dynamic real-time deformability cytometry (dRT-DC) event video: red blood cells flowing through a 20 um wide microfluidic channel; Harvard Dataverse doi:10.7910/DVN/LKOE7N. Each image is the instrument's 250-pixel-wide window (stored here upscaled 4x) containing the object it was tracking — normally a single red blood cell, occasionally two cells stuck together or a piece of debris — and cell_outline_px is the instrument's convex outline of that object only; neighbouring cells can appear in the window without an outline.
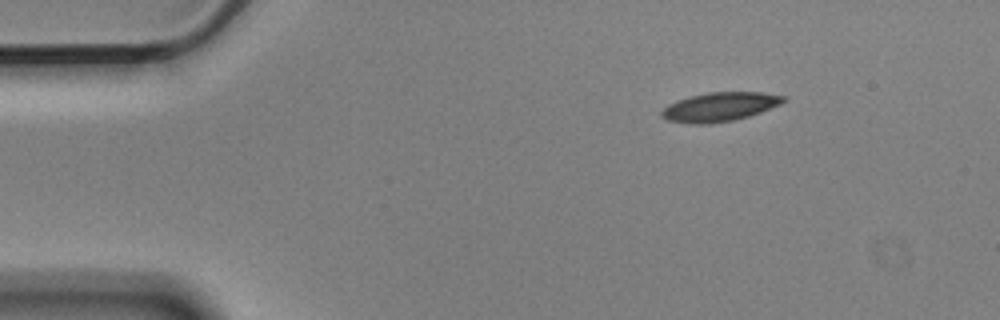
{"species": "Egyptian fruit bat (a non-hibernating species)", "species_latin": "Rousettus aegyptiacus", "temperature_condition": "cold", "stored_images_in_passage": 2, "camera_frame_rate_fps": 3000, "um_per_image_px": 0.085, "animal": {"sex": "male"}, "frame": {"image": 1, "passage_image": 1, "time_ms": 0.0, "image_size_px": [1000, 320], "cell_outline_px": [[784, 100], [780, 104], [760, 112], [748, 116], [732, 120], [708, 124], [688, 124], [668, 120], [660, 116], [660, 112], [668, 104], [676, 100], [708, 92], [760, 92], [784, 96]], "centroid_in_image_um": [61.11, 9.09], "position_along_channel_um": 23.9, "area_um2": 20.4}}